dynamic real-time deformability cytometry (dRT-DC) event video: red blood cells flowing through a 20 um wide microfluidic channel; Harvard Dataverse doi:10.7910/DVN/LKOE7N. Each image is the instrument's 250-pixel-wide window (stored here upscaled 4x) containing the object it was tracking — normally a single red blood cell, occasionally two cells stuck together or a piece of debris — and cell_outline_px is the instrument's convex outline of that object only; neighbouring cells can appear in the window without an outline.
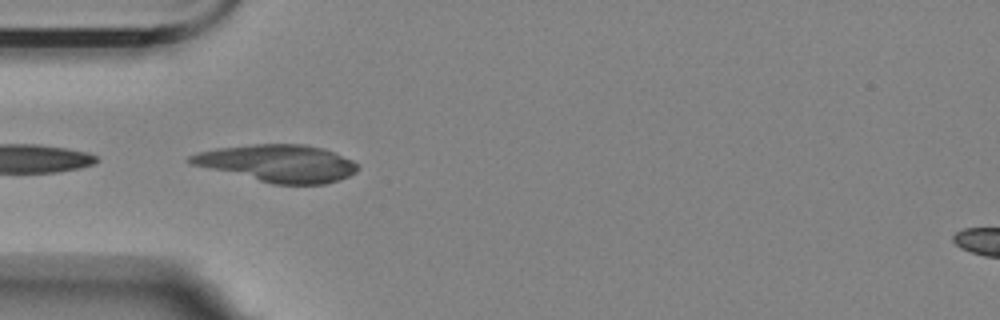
{"species": "Egyptian fruit bat (a non-hibernating species)", "species_latin": "Rousettus aegyptiacus", "temperature_condition": "room temperature", "stored_images_in_passage": 9, "camera_frame_rate_fps": 3000, "um_per_image_px": 0.085, "animal": {"sex": "female"}, "frame": {"image": 1, "passage_image": 1, "time_ms": 0.0, "image_size_px": [1000, 320], "cell_outline_px": [[360, 168], [356, 172], [348, 176], [324, 184], [272, 184], [188, 164], [184, 160], [188, 156], [196, 152], [216, 148], [252, 144], [304, 144], [324, 148], [352, 160], [360, 164]], "centroid_in_image_um": [23.56, 13.87], "position_along_channel_um": 61.4, "area_um2": 36.76}}
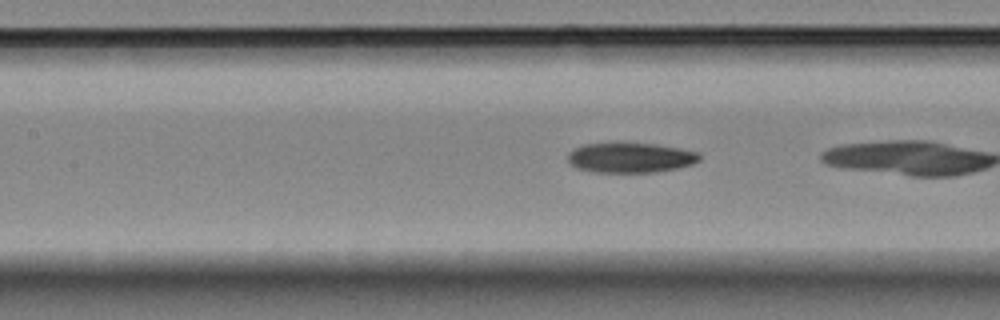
{"frame": {"image": 2, "passage_image": 7, "time_ms": 2.0, "image_size_px": [1000, 320], "cell_outline_px": [[700, 160], [692, 164], [676, 168], [656, 172], [592, 172], [576, 168], [568, 160], [568, 152], [584, 144], [656, 144], [680, 148], [700, 152]], "centroid_in_image_um": [53.61, 13.41], "position_along_channel_um": 153.8, "area_um2": 22.77}}